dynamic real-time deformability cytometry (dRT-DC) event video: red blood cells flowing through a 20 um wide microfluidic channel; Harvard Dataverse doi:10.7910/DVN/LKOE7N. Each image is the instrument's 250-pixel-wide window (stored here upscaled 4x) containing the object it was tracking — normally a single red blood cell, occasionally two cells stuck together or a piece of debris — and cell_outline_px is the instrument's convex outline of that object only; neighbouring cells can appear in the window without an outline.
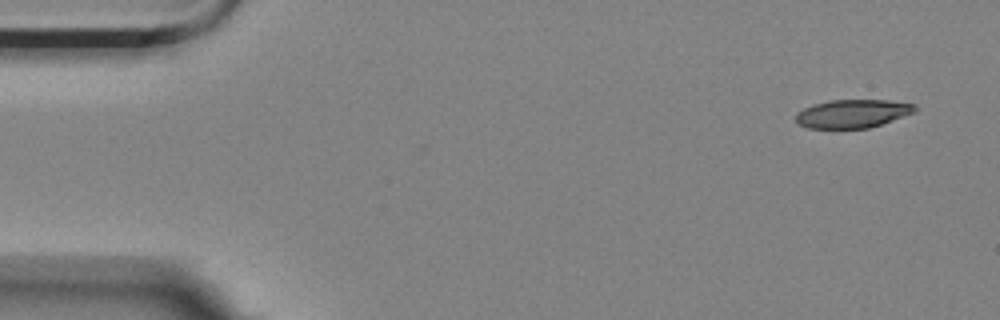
{"species": "Egyptian fruit bat (a non-hibernating species)", "species_latin": "Rousettus aegyptiacus", "temperature_condition": "room temperature", "stored_images_in_passage": 4, "camera_frame_rate_fps": 3000, "um_per_image_px": 0.085, "animal": {"sex": "female"}, "frame": {"image": 1, "passage_image": 1, "time_ms": 0.0, "image_size_px": [1000, 320], "cell_outline_px": [[916, 112], [868, 128], [808, 128], [796, 124], [796, 112], [812, 104], [832, 100], [888, 100], [916, 104]], "centroid_in_image_um": [72.45, 9.65], "position_along_channel_um": 12.6, "area_um2": 19.71}}